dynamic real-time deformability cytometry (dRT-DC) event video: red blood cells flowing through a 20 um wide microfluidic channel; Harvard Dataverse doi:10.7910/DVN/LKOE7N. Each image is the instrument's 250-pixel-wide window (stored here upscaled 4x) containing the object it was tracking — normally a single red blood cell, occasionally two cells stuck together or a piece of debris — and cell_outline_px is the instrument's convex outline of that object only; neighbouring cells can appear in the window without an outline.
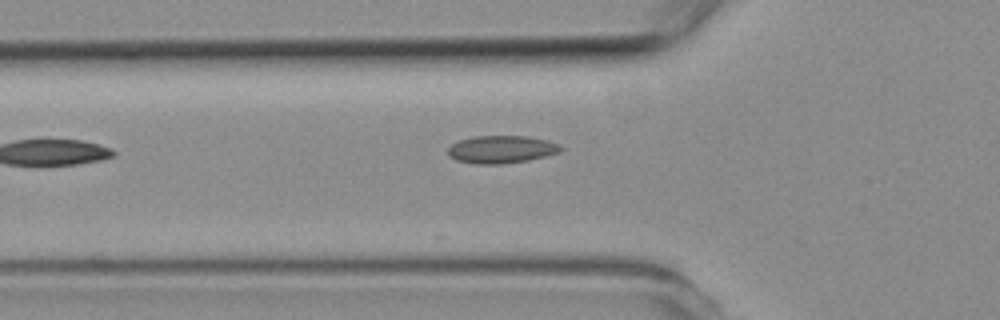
{"species": "common noctule bat (a hibernating species)", "species_latin": "Nyctalus noctula", "temperature_condition": "room temperature", "stored_images_in_passage": 2, "camera_frame_rate_fps": 3000, "um_per_image_px": 0.085, "animal": {"sex": "female", "body_mass_g": 19.3, "forearm_length_mm": 54.1}, "frame": {"image": 1, "passage_image": 2, "time_ms": 1.333, "image_size_px": [1000, 320], "cell_outline_px": [[564, 148], [560, 152], [528, 160], [504, 164], [476, 164], [456, 160], [448, 156], [448, 148], [452, 144], [460, 140], [472, 136], [528, 136], [548, 140]], "centroid_in_image_um": [42.6, 12.7], "position_along_channel_um": 83.2, "area_um2": 18.21}}